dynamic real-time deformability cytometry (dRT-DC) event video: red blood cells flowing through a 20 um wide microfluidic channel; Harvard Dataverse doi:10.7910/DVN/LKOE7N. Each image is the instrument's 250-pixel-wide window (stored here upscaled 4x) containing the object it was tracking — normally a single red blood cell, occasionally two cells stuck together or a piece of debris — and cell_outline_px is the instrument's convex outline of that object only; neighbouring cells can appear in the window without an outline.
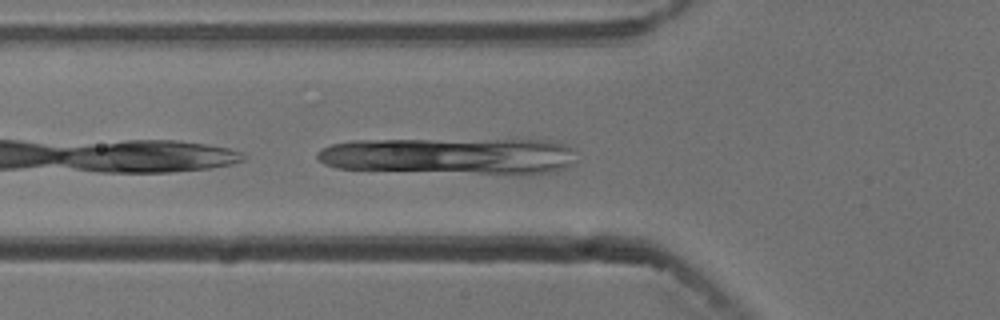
{"species": "common noctule bat (a hibernating species)", "species_latin": "Nyctalus noctula", "temperature_condition": "cold", "stored_images_in_passage": 21, "camera_frame_rate_fps": 3000, "um_per_image_px": 0.085, "animal": {"sex": "male", "body_mass_g": 13.3}, "frame": {"image": 1, "passage_image": 3, "time_ms": 0.667, "image_size_px": [1000, 320], "cell_outline_px": [[572, 164], [556, 172], [524, 176], [512, 176], [336, 168], [324, 164], [316, 156], [324, 148], [332, 144], [352, 140], [544, 140], [564, 144], [568, 148]], "centroid_in_image_um": [38.27, 13.3], "position_along_channel_um": 87.5, "area_um2": 56.07}}
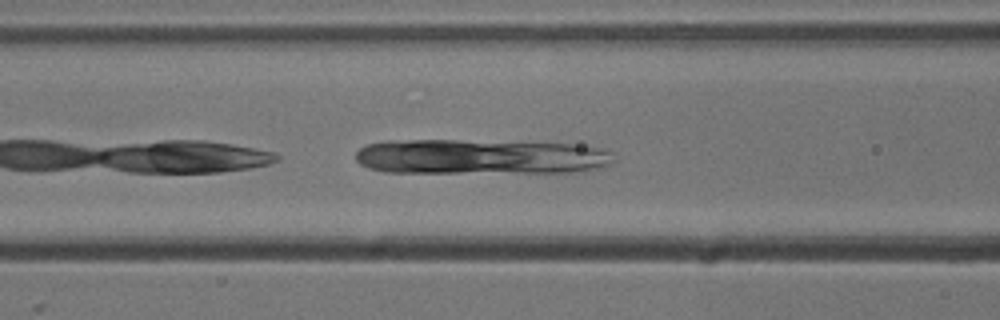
{"frame": {"image": 2, "passage_image": 6, "time_ms": 1.667, "image_size_px": [1000, 320], "cell_outline_px": [[616, 160], [612, 164], [604, 168], [580, 172], [384, 172], [368, 168], [360, 164], [356, 160], [356, 152], [360, 148], [368, 144], [388, 140], [456, 140], [572, 144], [600, 148], [612, 152]], "centroid_in_image_um": [40.88, 13.33], "position_along_channel_um": 125.7, "area_um2": 53.12}}
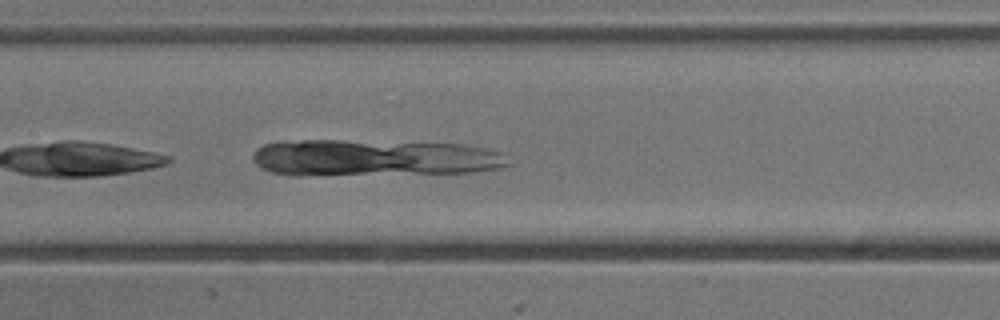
{"frame": {"image": 3, "passage_image": 10, "time_ms": 3.0, "image_size_px": [1000, 320], "cell_outline_px": [[512, 164], [500, 168], [472, 172], [300, 176], [292, 176], [272, 172], [260, 168], [252, 160], [252, 156], [256, 148], [264, 144], [300, 140], [340, 140], [460, 144], [508, 152]], "centroid_in_image_um": [31.82, 13.43], "position_along_channel_um": 175.6, "area_um2": 55.31}}